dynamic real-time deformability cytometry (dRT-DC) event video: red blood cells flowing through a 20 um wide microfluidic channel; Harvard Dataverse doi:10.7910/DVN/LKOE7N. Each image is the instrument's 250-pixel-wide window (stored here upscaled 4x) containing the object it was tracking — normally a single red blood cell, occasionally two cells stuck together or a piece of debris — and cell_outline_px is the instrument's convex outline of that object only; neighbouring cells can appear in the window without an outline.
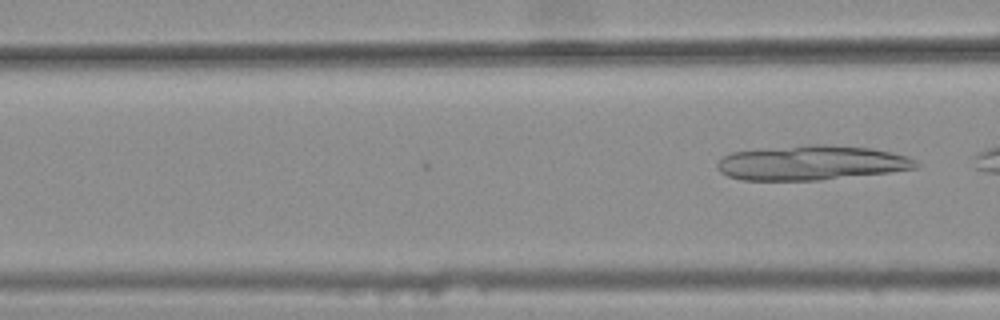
{"species": "common noctule bat (a hibernating species)", "species_latin": "Nyctalus noctula", "temperature_condition": "warm", "stored_images_in_passage": 16, "camera_frame_rate_fps": 3000, "um_per_image_px": 0.085, "animal": {"sex": "female", "body_mass_g": 25.1}, "frame": {"image": 1, "passage_image": 16, "time_ms": 5.0, "image_size_px": [1000, 320], "cell_outline_px": [[920, 164], [916, 168], [888, 172], [820, 180], [740, 180], [728, 176], [720, 172], [716, 168], [716, 164], [724, 156], [732, 152], [764, 148], [808, 144], [828, 144], [872, 148], [892, 152], [908, 156], [916, 160]], "centroid_in_image_um": [68.97, 13.83], "position_along_channel_um": 97.6, "area_um2": 40.34}}